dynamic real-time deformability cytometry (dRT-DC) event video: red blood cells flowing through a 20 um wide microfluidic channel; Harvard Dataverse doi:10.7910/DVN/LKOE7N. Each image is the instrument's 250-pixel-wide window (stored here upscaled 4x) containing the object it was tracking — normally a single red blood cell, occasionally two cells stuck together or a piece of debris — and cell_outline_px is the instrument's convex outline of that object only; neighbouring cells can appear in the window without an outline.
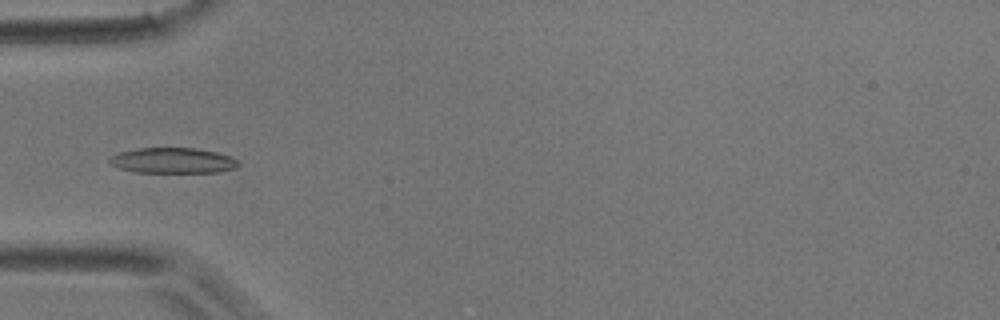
{"species": "common noctule bat (a hibernating species)", "species_latin": "Nyctalus noctula", "temperature_condition": "room temperature", "stored_images_in_passage": 31, "camera_frame_rate_fps": 3000, "um_per_image_px": 0.085, "animal": {"sex": "male", "body_mass_g": 17.9}, "frame": {"image": 1, "passage_image": 6, "time_ms": 1.667, "image_size_px": [1000, 320], "cell_outline_px": [[240, 164], [236, 168], [216, 172], [136, 172], [120, 168], [112, 164], [108, 160], [108, 156], [116, 152], [140, 148], [192, 148], [216, 152], [232, 156]], "centroid_in_image_um": [14.66, 13.64], "position_along_channel_um": 70.3, "area_um2": 19.13}}
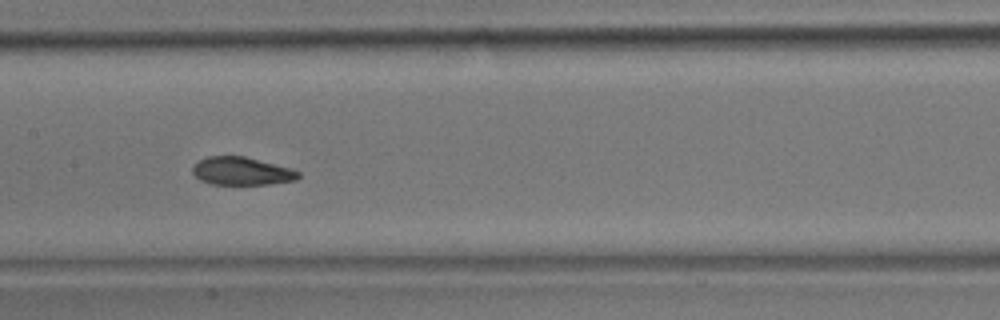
{"frame": {"image": 2, "passage_image": 14, "time_ms": 4.333, "image_size_px": [1000, 320], "cell_outline_px": [[300, 176], [296, 180], [268, 184], [212, 184], [200, 180], [192, 172], [192, 168], [200, 160], [208, 156], [244, 156], [288, 168], [300, 172]], "centroid_in_image_um": [20.52, 14.55], "position_along_channel_um": 186.9, "area_um2": 16.94}}
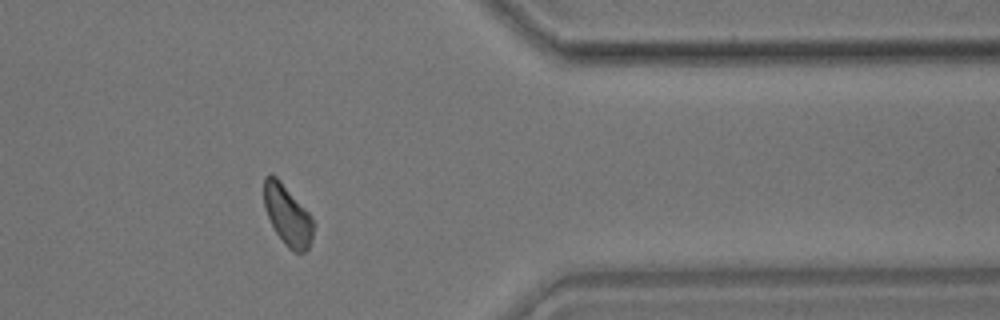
{"frame": {"image": 3, "passage_image": 29, "time_ms": 9.333, "image_size_px": [1000, 320], "cell_outline_px": [[316, 224], [312, 240], [308, 248], [304, 252], [296, 252], [288, 248], [284, 244], [276, 232], [264, 208], [264, 176], [272, 172], [280, 180], [312, 216]], "centroid_in_image_um": [24.46, 18.29], "position_along_channel_um": 386.9, "area_um2": 17.57}}